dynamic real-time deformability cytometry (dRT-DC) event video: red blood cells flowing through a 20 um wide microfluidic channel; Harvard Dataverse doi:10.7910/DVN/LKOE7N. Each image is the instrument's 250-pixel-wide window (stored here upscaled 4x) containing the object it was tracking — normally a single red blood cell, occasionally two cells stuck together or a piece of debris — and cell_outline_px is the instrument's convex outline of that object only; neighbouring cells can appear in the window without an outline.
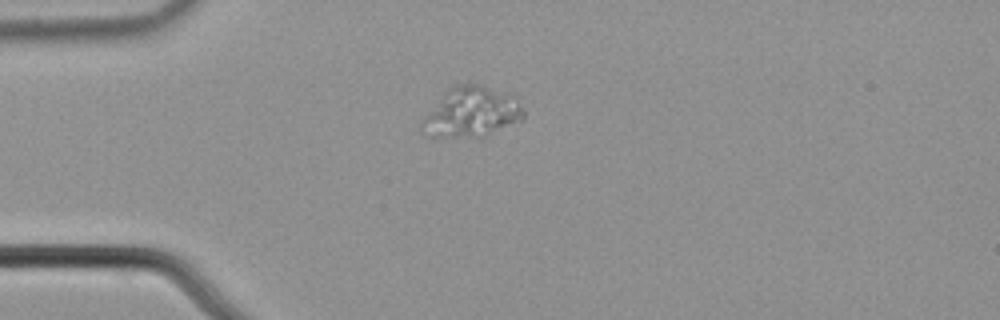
{"species": "common noctule bat (a hibernating species)", "species_latin": "Nyctalus noctula", "temperature_condition": "cold", "stored_images_in_passage": 1, "camera_frame_rate_fps": 3000, "um_per_image_px": 0.085, "animal": {"sex": "male", "body_mass_g": 21.5, "forearm_length_mm": 52.0}, "frame": {"image": 1, "passage_image": 1, "time_ms": 0.0, "image_size_px": [1000, 320], "cell_outline_px": [[524, 120], [484, 136], [432, 136], [420, 128], [420, 124], [424, 116], [444, 92], [448, 88], [456, 84], [468, 80], [480, 84], [512, 96], [524, 108]], "centroid_in_image_um": [40.08, 9.49], "position_along_channel_um": 44.9, "area_um2": 29.59}}